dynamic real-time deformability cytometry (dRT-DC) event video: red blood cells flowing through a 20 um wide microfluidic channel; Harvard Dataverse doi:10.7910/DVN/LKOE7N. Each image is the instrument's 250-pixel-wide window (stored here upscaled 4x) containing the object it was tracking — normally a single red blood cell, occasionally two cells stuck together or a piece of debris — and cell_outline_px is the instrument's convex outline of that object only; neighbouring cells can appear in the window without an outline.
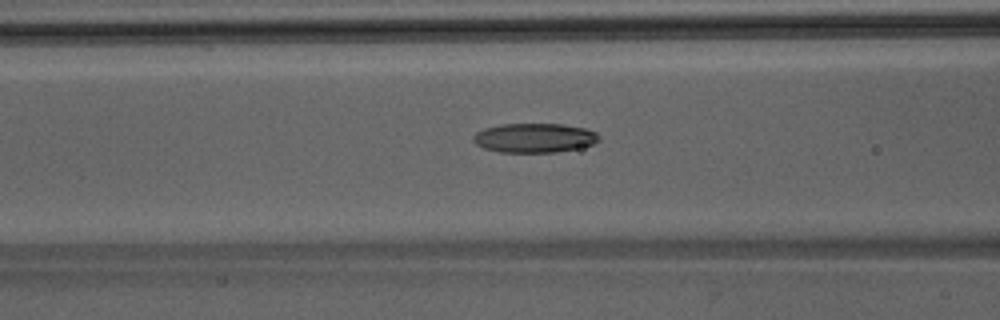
{"species": "Egyptian fruit bat (a non-hibernating species)", "species_latin": "Rousettus aegyptiacus", "temperature_condition": "room temperature", "stored_images_in_passage": 42, "camera_frame_rate_fps": 3000, "um_per_image_px": 0.085, "animal": {"sex": "male"}, "frame": {"image": 1, "passage_image": 13, "time_ms": 4.0, "image_size_px": [1000, 320], "cell_outline_px": [[600, 140], [592, 144], [576, 148], [556, 152], [500, 152], [484, 148], [476, 144], [472, 140], [472, 136], [476, 132], [484, 128], [500, 124], [564, 124], [584, 128], [596, 132], [600, 136]], "centroid_in_image_um": [45.4, 11.71], "position_along_channel_um": 121.2, "area_um2": 21.5}}
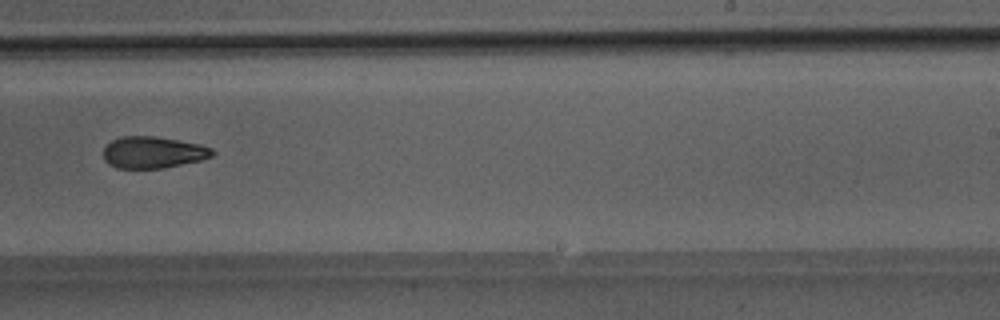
{"frame": {"image": 2, "passage_image": 24, "time_ms": 7.667, "image_size_px": [1000, 320], "cell_outline_px": [[216, 152], [212, 156], [200, 160], [164, 168], [116, 168], [108, 164], [104, 160], [104, 148], [112, 140], [120, 136], [152, 136], [200, 144], [212, 148]], "centroid_in_image_um": [13.0, 12.95], "position_along_channel_um": 276.0, "area_um2": 20.06}}
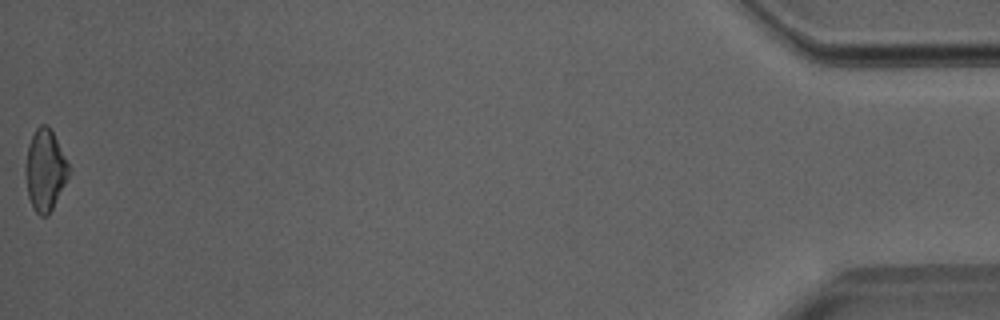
{"frame": {"image": 3, "passage_image": 42, "time_ms": 13.667, "image_size_px": [1000, 320], "cell_outline_px": [[72, 168], [48, 216], [40, 216], [32, 208], [28, 196], [24, 168], [28, 144], [36, 128], [40, 124], [48, 124]], "centroid_in_image_um": [3.82, 14.44], "position_along_channel_um": 431.4, "area_um2": 20.63}}